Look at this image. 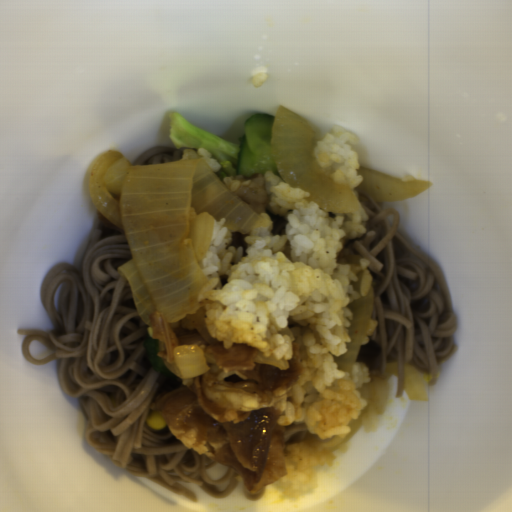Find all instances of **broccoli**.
I'll return each mask as SVG.
<instances>
[{
  "instance_id": "1",
  "label": "broccoli",
  "mask_w": 512,
  "mask_h": 512,
  "mask_svg": "<svg viewBox=\"0 0 512 512\" xmlns=\"http://www.w3.org/2000/svg\"><path fill=\"white\" fill-rule=\"evenodd\" d=\"M169 139L177 149H192L198 152L203 148L210 152L221 168L212 171L222 182L229 176H238L239 144H235L200 129L186 121L179 113L168 115Z\"/></svg>"
}]
</instances>
